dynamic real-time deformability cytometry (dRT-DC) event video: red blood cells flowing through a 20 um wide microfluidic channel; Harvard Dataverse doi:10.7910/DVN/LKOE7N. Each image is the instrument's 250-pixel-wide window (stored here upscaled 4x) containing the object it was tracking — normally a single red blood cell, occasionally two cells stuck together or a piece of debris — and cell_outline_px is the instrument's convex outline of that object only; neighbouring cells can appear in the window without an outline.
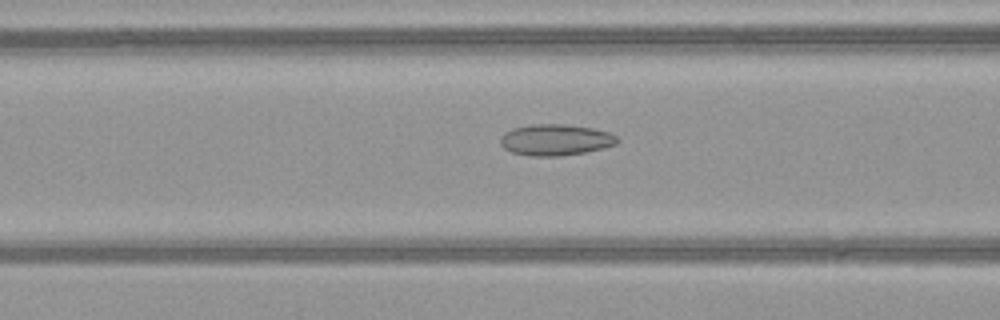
{"species": "common noctule bat (a hibernating species)", "species_latin": "Nyctalus noctula", "temperature_condition": "warm", "stored_images_in_passage": 45, "camera_frame_rate_fps": 3000, "um_per_image_px": 0.085, "animal": {"sex": "female", "body_mass_g": 21.9}, "frame": {"image": 1, "passage_image": 15, "time_ms": 4.667, "image_size_px": [1000, 320], "cell_outline_px": [[620, 140], [616, 144], [604, 148], [584, 152], [560, 156], [528, 156], [512, 152], [504, 148], [500, 144], [500, 136], [504, 132], [512, 128], [532, 124], [564, 124], [592, 128], [608, 132], [616, 136]], "centroid_in_image_um": [47.19, 11.89], "position_along_channel_um": 119.4, "area_um2": 21.39}}
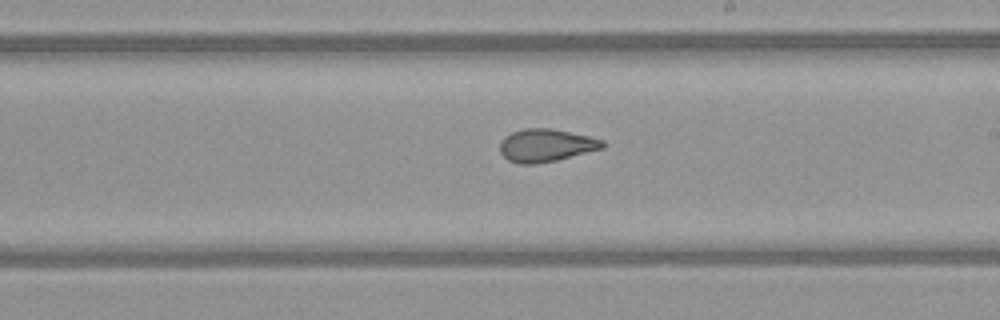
{"frame": {"image": 2, "passage_image": 24, "time_ms": 7.667, "image_size_px": [1000, 320], "cell_outline_px": [[604, 148], [556, 160], [532, 164], [520, 164], [508, 160], [500, 152], [500, 140], [504, 136], [512, 132], [524, 128], [548, 128], [588, 136], [604, 140]], "centroid_in_image_um": [46.38, 12.35], "position_along_channel_um": 242.6, "area_um2": 19.48}}
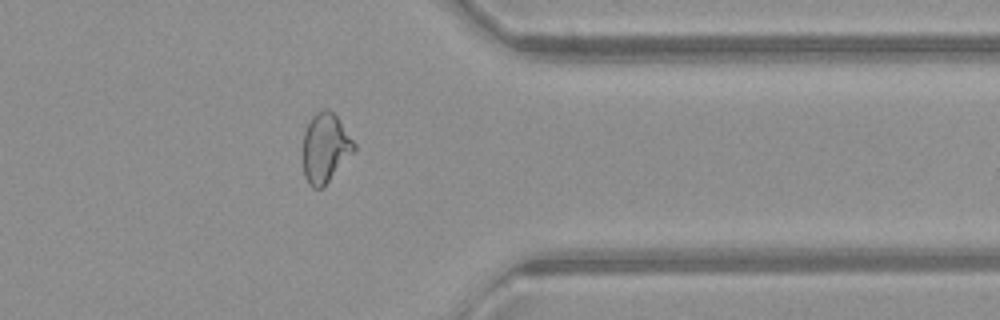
{"frame": {"image": 3, "passage_image": 35, "time_ms": 11.333, "image_size_px": [1000, 320], "cell_outline_px": [[356, 148], [324, 188], [312, 188], [308, 184], [304, 176], [304, 132], [312, 116], [316, 112], [324, 108], [328, 108], [336, 116], [356, 144]], "centroid_in_image_um": [27.65, 12.59], "position_along_channel_um": 383.8, "area_um2": 20.52}, "authors_computed_cell_mechanics": {"area_um2": 21.5016, "velocity_mm_per_s": 4.1025, "shape_relaxation_time_tau1_ms": null, "shape_relaxation_time_tau2_ms": 1.597, "deformation_change_tau1": null, "deformation_change_tau2": 0.0868}}